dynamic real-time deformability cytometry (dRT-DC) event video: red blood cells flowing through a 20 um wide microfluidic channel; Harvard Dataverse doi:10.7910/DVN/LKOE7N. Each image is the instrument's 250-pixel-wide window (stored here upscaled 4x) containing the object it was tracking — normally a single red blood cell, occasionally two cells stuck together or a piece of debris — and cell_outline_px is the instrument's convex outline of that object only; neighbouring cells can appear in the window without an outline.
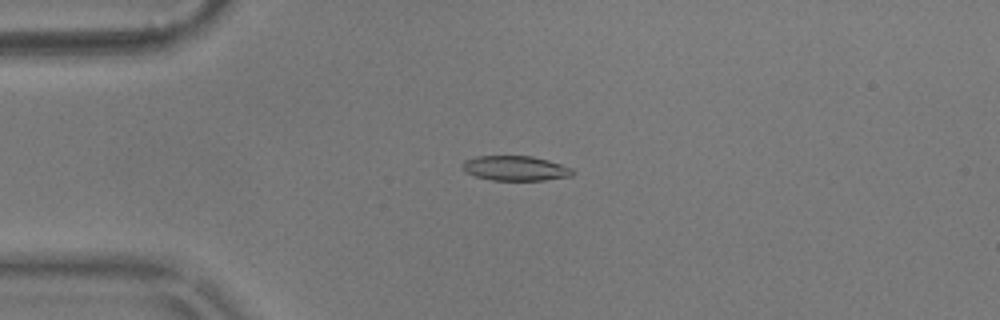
{"species": "common noctule bat (a hibernating species)", "species_latin": "Nyctalus noctula", "temperature_condition": "warm", "stored_images_in_passage": 55, "camera_frame_rate_fps": 3000, "um_per_image_px": 0.085, "animal": {"sex": "male", "body_mass_g": 17.9}, "frame": {"image": 1, "passage_image": 13, "time_ms": 4.0, "image_size_px": [1000, 320], "cell_outline_px": [[576, 172], [572, 176], [544, 180], [492, 180], [476, 176], [468, 172], [464, 168], [464, 160], [476, 156], [532, 156], [548, 160], [572, 168]], "centroid_in_image_um": [43.87, 14.3], "position_along_channel_um": 41.1, "area_um2": 15.78}}
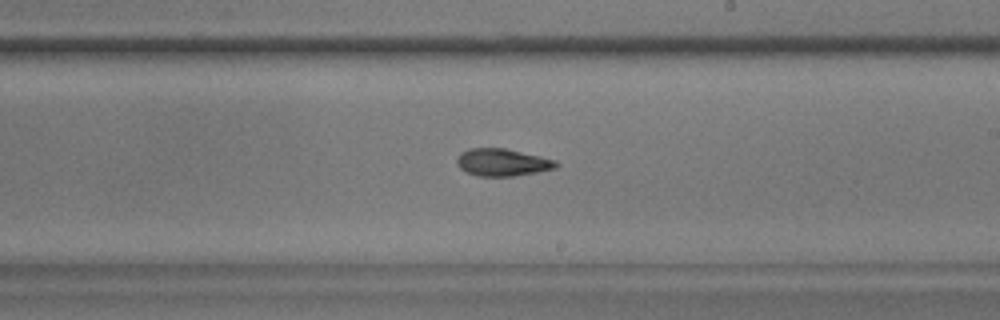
{"frame": {"image": 2, "passage_image": 32, "time_ms": 10.333, "image_size_px": [1000, 320], "cell_outline_px": [[560, 164], [556, 168], [536, 172], [512, 176], [480, 176], [468, 172], [460, 168], [456, 164], [456, 156], [460, 152], [468, 148], [504, 148], [540, 156], [556, 160]], "centroid_in_image_um": [42.68, 13.79], "position_along_channel_um": 246.3, "area_um2": 15.84}}
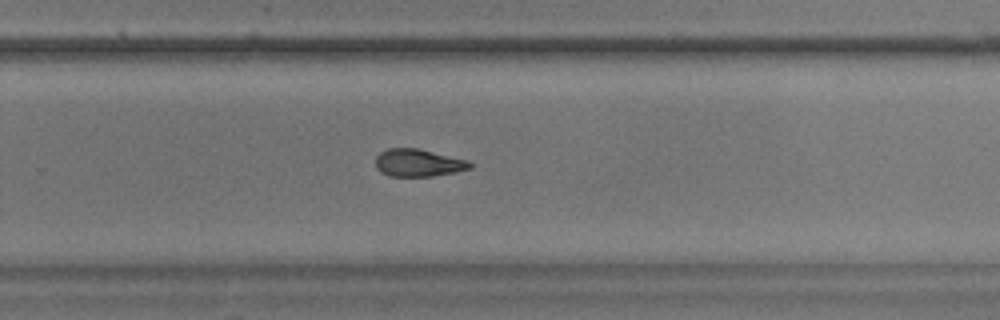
{"frame": {"image": 3, "passage_image": 36, "time_ms": 11.667, "image_size_px": [1000, 320], "cell_outline_px": [[472, 168], [456, 172], [432, 176], [388, 176], [380, 172], [376, 168], [376, 156], [380, 152], [388, 148], [416, 148], [468, 160], [472, 164]], "centroid_in_image_um": [35.54, 13.85], "position_along_channel_um": 294.3, "area_um2": 15.14}, "authors_computed_cell_mechanics": {"area_um2": 15.895, "velocity_mm_per_s": 3.6129, "shape_relaxation_time_tau1_ms": null, "shape_relaxation_time_tau2_ms": 5.2242, "deformation_change_tau1": null, "deformation_change_tau2": 0.1202}}